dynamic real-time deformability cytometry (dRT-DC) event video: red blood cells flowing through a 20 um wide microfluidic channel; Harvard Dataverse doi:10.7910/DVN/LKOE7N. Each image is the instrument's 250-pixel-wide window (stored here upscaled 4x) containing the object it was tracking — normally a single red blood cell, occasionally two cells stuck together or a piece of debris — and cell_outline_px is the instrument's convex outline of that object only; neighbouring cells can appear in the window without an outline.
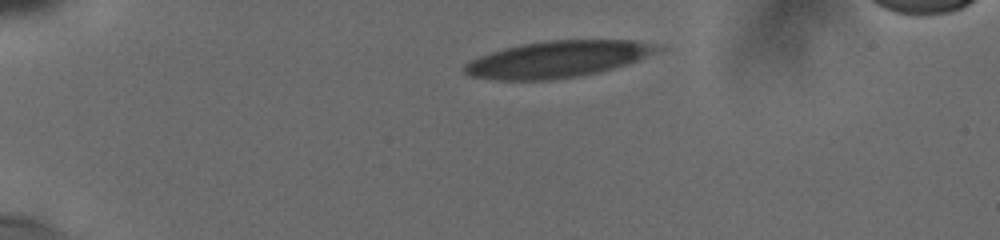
{"species": "human", "species_latin": "Homo sapiens", "temperature_condition": "cold", "stored_images_in_passage": 11, "camera_frame_rate_fps": 3000, "um_per_image_px": 0.085, "donor": {"sex": "male"}, "frame": {"image": 1, "passage_image": 1, "time_ms": 0.0, "image_size_px": [1000, 240], "cell_outline_px": [[664, 48], [628, 64], [600, 72], [580, 76], [552, 80], [500, 80], [472, 76], [464, 72], [464, 64], [480, 56], [504, 48], [520, 44], [544, 40], [632, 40], [664, 44]], "centroid_in_image_um": [47.46, 5.02], "position_along_channel_um": 37.5, "area_um2": 41.21}}